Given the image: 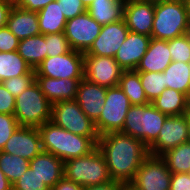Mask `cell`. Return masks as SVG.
Listing matches in <instances>:
<instances>
[{
  "instance_id": "1",
  "label": "cell",
  "mask_w": 190,
  "mask_h": 190,
  "mask_svg": "<svg viewBox=\"0 0 190 190\" xmlns=\"http://www.w3.org/2000/svg\"><path fill=\"white\" fill-rule=\"evenodd\" d=\"M97 148L102 153L110 178L120 183H131L143 160L149 155L148 147L137 138L121 132L101 135Z\"/></svg>"
},
{
  "instance_id": "2",
  "label": "cell",
  "mask_w": 190,
  "mask_h": 190,
  "mask_svg": "<svg viewBox=\"0 0 190 190\" xmlns=\"http://www.w3.org/2000/svg\"><path fill=\"white\" fill-rule=\"evenodd\" d=\"M43 151L49 152L63 162L88 155L97 147L100 137L80 136L68 132L52 121L38 127Z\"/></svg>"
},
{
  "instance_id": "3",
  "label": "cell",
  "mask_w": 190,
  "mask_h": 190,
  "mask_svg": "<svg viewBox=\"0 0 190 190\" xmlns=\"http://www.w3.org/2000/svg\"><path fill=\"white\" fill-rule=\"evenodd\" d=\"M190 31V10L181 0L155 1L151 38L170 40Z\"/></svg>"
},
{
  "instance_id": "4",
  "label": "cell",
  "mask_w": 190,
  "mask_h": 190,
  "mask_svg": "<svg viewBox=\"0 0 190 190\" xmlns=\"http://www.w3.org/2000/svg\"><path fill=\"white\" fill-rule=\"evenodd\" d=\"M167 117L151 103L131 105L121 133L140 139L149 147L157 139Z\"/></svg>"
},
{
  "instance_id": "5",
  "label": "cell",
  "mask_w": 190,
  "mask_h": 190,
  "mask_svg": "<svg viewBox=\"0 0 190 190\" xmlns=\"http://www.w3.org/2000/svg\"><path fill=\"white\" fill-rule=\"evenodd\" d=\"M64 177L82 187L112 181L106 161L97 147L88 155L65 161Z\"/></svg>"
},
{
  "instance_id": "6",
  "label": "cell",
  "mask_w": 190,
  "mask_h": 190,
  "mask_svg": "<svg viewBox=\"0 0 190 190\" xmlns=\"http://www.w3.org/2000/svg\"><path fill=\"white\" fill-rule=\"evenodd\" d=\"M52 104L46 99L36 80L15 97L14 116L19 126L40 127L51 121Z\"/></svg>"
},
{
  "instance_id": "7",
  "label": "cell",
  "mask_w": 190,
  "mask_h": 190,
  "mask_svg": "<svg viewBox=\"0 0 190 190\" xmlns=\"http://www.w3.org/2000/svg\"><path fill=\"white\" fill-rule=\"evenodd\" d=\"M51 121L55 125L76 135L100 137L95 123L87 117L75 99L53 104Z\"/></svg>"
},
{
  "instance_id": "8",
  "label": "cell",
  "mask_w": 190,
  "mask_h": 190,
  "mask_svg": "<svg viewBox=\"0 0 190 190\" xmlns=\"http://www.w3.org/2000/svg\"><path fill=\"white\" fill-rule=\"evenodd\" d=\"M130 107L129 98L118 85L107 88L102 113L95 122L98 134L121 132Z\"/></svg>"
},
{
  "instance_id": "9",
  "label": "cell",
  "mask_w": 190,
  "mask_h": 190,
  "mask_svg": "<svg viewBox=\"0 0 190 190\" xmlns=\"http://www.w3.org/2000/svg\"><path fill=\"white\" fill-rule=\"evenodd\" d=\"M35 76L54 79H83L84 54L76 50L53 57H46L35 69Z\"/></svg>"
},
{
  "instance_id": "10",
  "label": "cell",
  "mask_w": 190,
  "mask_h": 190,
  "mask_svg": "<svg viewBox=\"0 0 190 190\" xmlns=\"http://www.w3.org/2000/svg\"><path fill=\"white\" fill-rule=\"evenodd\" d=\"M172 173L161 156L148 155L131 182L139 190H170Z\"/></svg>"
},
{
  "instance_id": "11",
  "label": "cell",
  "mask_w": 190,
  "mask_h": 190,
  "mask_svg": "<svg viewBox=\"0 0 190 190\" xmlns=\"http://www.w3.org/2000/svg\"><path fill=\"white\" fill-rule=\"evenodd\" d=\"M98 24L88 12L67 20L64 34L72 50L86 53L101 32Z\"/></svg>"
},
{
  "instance_id": "12",
  "label": "cell",
  "mask_w": 190,
  "mask_h": 190,
  "mask_svg": "<svg viewBox=\"0 0 190 190\" xmlns=\"http://www.w3.org/2000/svg\"><path fill=\"white\" fill-rule=\"evenodd\" d=\"M188 141V112L179 116H168L157 139L148 147V153L161 156L167 150Z\"/></svg>"
},
{
  "instance_id": "13",
  "label": "cell",
  "mask_w": 190,
  "mask_h": 190,
  "mask_svg": "<svg viewBox=\"0 0 190 190\" xmlns=\"http://www.w3.org/2000/svg\"><path fill=\"white\" fill-rule=\"evenodd\" d=\"M123 71L113 57L84 55V78L91 83L106 88L117 86Z\"/></svg>"
},
{
  "instance_id": "14",
  "label": "cell",
  "mask_w": 190,
  "mask_h": 190,
  "mask_svg": "<svg viewBox=\"0 0 190 190\" xmlns=\"http://www.w3.org/2000/svg\"><path fill=\"white\" fill-rule=\"evenodd\" d=\"M155 1L125 0L123 19L129 31L151 37Z\"/></svg>"
},
{
  "instance_id": "15",
  "label": "cell",
  "mask_w": 190,
  "mask_h": 190,
  "mask_svg": "<svg viewBox=\"0 0 190 190\" xmlns=\"http://www.w3.org/2000/svg\"><path fill=\"white\" fill-rule=\"evenodd\" d=\"M2 151L32 160L43 151L38 128L19 126L7 140Z\"/></svg>"
},
{
  "instance_id": "16",
  "label": "cell",
  "mask_w": 190,
  "mask_h": 190,
  "mask_svg": "<svg viewBox=\"0 0 190 190\" xmlns=\"http://www.w3.org/2000/svg\"><path fill=\"white\" fill-rule=\"evenodd\" d=\"M128 33L129 29L124 19L102 25L100 34L84 55L108 56L114 58L119 47L127 38Z\"/></svg>"
},
{
  "instance_id": "17",
  "label": "cell",
  "mask_w": 190,
  "mask_h": 190,
  "mask_svg": "<svg viewBox=\"0 0 190 190\" xmlns=\"http://www.w3.org/2000/svg\"><path fill=\"white\" fill-rule=\"evenodd\" d=\"M151 37L129 31L114 59L124 71L135 70L145 55Z\"/></svg>"
},
{
  "instance_id": "18",
  "label": "cell",
  "mask_w": 190,
  "mask_h": 190,
  "mask_svg": "<svg viewBox=\"0 0 190 190\" xmlns=\"http://www.w3.org/2000/svg\"><path fill=\"white\" fill-rule=\"evenodd\" d=\"M107 88L83 78L78 85L75 100L94 123L99 119L105 103Z\"/></svg>"
},
{
  "instance_id": "19",
  "label": "cell",
  "mask_w": 190,
  "mask_h": 190,
  "mask_svg": "<svg viewBox=\"0 0 190 190\" xmlns=\"http://www.w3.org/2000/svg\"><path fill=\"white\" fill-rule=\"evenodd\" d=\"M41 91L46 99L53 105L64 100H74L82 79H54L45 76H35Z\"/></svg>"
},
{
  "instance_id": "20",
  "label": "cell",
  "mask_w": 190,
  "mask_h": 190,
  "mask_svg": "<svg viewBox=\"0 0 190 190\" xmlns=\"http://www.w3.org/2000/svg\"><path fill=\"white\" fill-rule=\"evenodd\" d=\"M172 62L168 40L151 38L145 55L141 58L136 72H163Z\"/></svg>"
},
{
  "instance_id": "21",
  "label": "cell",
  "mask_w": 190,
  "mask_h": 190,
  "mask_svg": "<svg viewBox=\"0 0 190 190\" xmlns=\"http://www.w3.org/2000/svg\"><path fill=\"white\" fill-rule=\"evenodd\" d=\"M29 167L50 189L64 177V162L49 152L36 155L30 160Z\"/></svg>"
},
{
  "instance_id": "22",
  "label": "cell",
  "mask_w": 190,
  "mask_h": 190,
  "mask_svg": "<svg viewBox=\"0 0 190 190\" xmlns=\"http://www.w3.org/2000/svg\"><path fill=\"white\" fill-rule=\"evenodd\" d=\"M6 26L19 40L41 34L37 12L15 5L11 8Z\"/></svg>"
},
{
  "instance_id": "23",
  "label": "cell",
  "mask_w": 190,
  "mask_h": 190,
  "mask_svg": "<svg viewBox=\"0 0 190 190\" xmlns=\"http://www.w3.org/2000/svg\"><path fill=\"white\" fill-rule=\"evenodd\" d=\"M151 104L168 116L183 115L190 110V98L170 88H166Z\"/></svg>"
},
{
  "instance_id": "24",
  "label": "cell",
  "mask_w": 190,
  "mask_h": 190,
  "mask_svg": "<svg viewBox=\"0 0 190 190\" xmlns=\"http://www.w3.org/2000/svg\"><path fill=\"white\" fill-rule=\"evenodd\" d=\"M125 0H93L87 7L88 14L100 25L123 19Z\"/></svg>"
},
{
  "instance_id": "25",
  "label": "cell",
  "mask_w": 190,
  "mask_h": 190,
  "mask_svg": "<svg viewBox=\"0 0 190 190\" xmlns=\"http://www.w3.org/2000/svg\"><path fill=\"white\" fill-rule=\"evenodd\" d=\"M163 73L166 88L175 89L190 98V63L172 61Z\"/></svg>"
},
{
  "instance_id": "26",
  "label": "cell",
  "mask_w": 190,
  "mask_h": 190,
  "mask_svg": "<svg viewBox=\"0 0 190 190\" xmlns=\"http://www.w3.org/2000/svg\"><path fill=\"white\" fill-rule=\"evenodd\" d=\"M17 52L35 70L47 57L45 35L38 34L20 40Z\"/></svg>"
},
{
  "instance_id": "27",
  "label": "cell",
  "mask_w": 190,
  "mask_h": 190,
  "mask_svg": "<svg viewBox=\"0 0 190 190\" xmlns=\"http://www.w3.org/2000/svg\"><path fill=\"white\" fill-rule=\"evenodd\" d=\"M37 14L41 34L64 32L67 20L57 1L50 2Z\"/></svg>"
},
{
  "instance_id": "28",
  "label": "cell",
  "mask_w": 190,
  "mask_h": 190,
  "mask_svg": "<svg viewBox=\"0 0 190 190\" xmlns=\"http://www.w3.org/2000/svg\"><path fill=\"white\" fill-rule=\"evenodd\" d=\"M35 70L18 54L14 52H0V83Z\"/></svg>"
},
{
  "instance_id": "29",
  "label": "cell",
  "mask_w": 190,
  "mask_h": 190,
  "mask_svg": "<svg viewBox=\"0 0 190 190\" xmlns=\"http://www.w3.org/2000/svg\"><path fill=\"white\" fill-rule=\"evenodd\" d=\"M118 86L129 98L131 105L150 103L145 95L139 74L135 70L123 71Z\"/></svg>"
},
{
  "instance_id": "30",
  "label": "cell",
  "mask_w": 190,
  "mask_h": 190,
  "mask_svg": "<svg viewBox=\"0 0 190 190\" xmlns=\"http://www.w3.org/2000/svg\"><path fill=\"white\" fill-rule=\"evenodd\" d=\"M161 157L171 173H188L190 170V141L167 150Z\"/></svg>"
},
{
  "instance_id": "31",
  "label": "cell",
  "mask_w": 190,
  "mask_h": 190,
  "mask_svg": "<svg viewBox=\"0 0 190 190\" xmlns=\"http://www.w3.org/2000/svg\"><path fill=\"white\" fill-rule=\"evenodd\" d=\"M29 163L25 158L0 151V169L11 184L26 172Z\"/></svg>"
},
{
  "instance_id": "32",
  "label": "cell",
  "mask_w": 190,
  "mask_h": 190,
  "mask_svg": "<svg viewBox=\"0 0 190 190\" xmlns=\"http://www.w3.org/2000/svg\"><path fill=\"white\" fill-rule=\"evenodd\" d=\"M137 73L139 74L147 100L150 103L166 89L163 72Z\"/></svg>"
},
{
  "instance_id": "33",
  "label": "cell",
  "mask_w": 190,
  "mask_h": 190,
  "mask_svg": "<svg viewBox=\"0 0 190 190\" xmlns=\"http://www.w3.org/2000/svg\"><path fill=\"white\" fill-rule=\"evenodd\" d=\"M172 61L190 63V37L189 34L168 40Z\"/></svg>"
},
{
  "instance_id": "34",
  "label": "cell",
  "mask_w": 190,
  "mask_h": 190,
  "mask_svg": "<svg viewBox=\"0 0 190 190\" xmlns=\"http://www.w3.org/2000/svg\"><path fill=\"white\" fill-rule=\"evenodd\" d=\"M47 57H53L70 52L72 49L64 32L45 35Z\"/></svg>"
},
{
  "instance_id": "35",
  "label": "cell",
  "mask_w": 190,
  "mask_h": 190,
  "mask_svg": "<svg viewBox=\"0 0 190 190\" xmlns=\"http://www.w3.org/2000/svg\"><path fill=\"white\" fill-rule=\"evenodd\" d=\"M12 190H51L30 167L12 184Z\"/></svg>"
},
{
  "instance_id": "36",
  "label": "cell",
  "mask_w": 190,
  "mask_h": 190,
  "mask_svg": "<svg viewBox=\"0 0 190 190\" xmlns=\"http://www.w3.org/2000/svg\"><path fill=\"white\" fill-rule=\"evenodd\" d=\"M35 81V73H27L1 82L14 96L22 94Z\"/></svg>"
},
{
  "instance_id": "37",
  "label": "cell",
  "mask_w": 190,
  "mask_h": 190,
  "mask_svg": "<svg viewBox=\"0 0 190 190\" xmlns=\"http://www.w3.org/2000/svg\"><path fill=\"white\" fill-rule=\"evenodd\" d=\"M18 127L19 124L13 114L0 113V151Z\"/></svg>"
},
{
  "instance_id": "38",
  "label": "cell",
  "mask_w": 190,
  "mask_h": 190,
  "mask_svg": "<svg viewBox=\"0 0 190 190\" xmlns=\"http://www.w3.org/2000/svg\"><path fill=\"white\" fill-rule=\"evenodd\" d=\"M66 20L72 19L87 11L81 0H56Z\"/></svg>"
},
{
  "instance_id": "39",
  "label": "cell",
  "mask_w": 190,
  "mask_h": 190,
  "mask_svg": "<svg viewBox=\"0 0 190 190\" xmlns=\"http://www.w3.org/2000/svg\"><path fill=\"white\" fill-rule=\"evenodd\" d=\"M19 39L7 28H0V52L17 51Z\"/></svg>"
},
{
  "instance_id": "40",
  "label": "cell",
  "mask_w": 190,
  "mask_h": 190,
  "mask_svg": "<svg viewBox=\"0 0 190 190\" xmlns=\"http://www.w3.org/2000/svg\"><path fill=\"white\" fill-rule=\"evenodd\" d=\"M15 97L0 83V113L14 114Z\"/></svg>"
},
{
  "instance_id": "41",
  "label": "cell",
  "mask_w": 190,
  "mask_h": 190,
  "mask_svg": "<svg viewBox=\"0 0 190 190\" xmlns=\"http://www.w3.org/2000/svg\"><path fill=\"white\" fill-rule=\"evenodd\" d=\"M56 0H14V5L25 10L39 12L50 2Z\"/></svg>"
},
{
  "instance_id": "42",
  "label": "cell",
  "mask_w": 190,
  "mask_h": 190,
  "mask_svg": "<svg viewBox=\"0 0 190 190\" xmlns=\"http://www.w3.org/2000/svg\"><path fill=\"white\" fill-rule=\"evenodd\" d=\"M170 190H190V176L188 173H172Z\"/></svg>"
},
{
  "instance_id": "43",
  "label": "cell",
  "mask_w": 190,
  "mask_h": 190,
  "mask_svg": "<svg viewBox=\"0 0 190 190\" xmlns=\"http://www.w3.org/2000/svg\"><path fill=\"white\" fill-rule=\"evenodd\" d=\"M13 6L14 1L12 0H0V28L6 26L8 15Z\"/></svg>"
},
{
  "instance_id": "44",
  "label": "cell",
  "mask_w": 190,
  "mask_h": 190,
  "mask_svg": "<svg viewBox=\"0 0 190 190\" xmlns=\"http://www.w3.org/2000/svg\"><path fill=\"white\" fill-rule=\"evenodd\" d=\"M84 187L80 186L79 184L67 180L63 177L59 180L51 190H83Z\"/></svg>"
},
{
  "instance_id": "45",
  "label": "cell",
  "mask_w": 190,
  "mask_h": 190,
  "mask_svg": "<svg viewBox=\"0 0 190 190\" xmlns=\"http://www.w3.org/2000/svg\"><path fill=\"white\" fill-rule=\"evenodd\" d=\"M121 186L122 183L112 180L104 184L84 187L83 190H121Z\"/></svg>"
},
{
  "instance_id": "46",
  "label": "cell",
  "mask_w": 190,
  "mask_h": 190,
  "mask_svg": "<svg viewBox=\"0 0 190 190\" xmlns=\"http://www.w3.org/2000/svg\"><path fill=\"white\" fill-rule=\"evenodd\" d=\"M0 190H12V184L0 169Z\"/></svg>"
},
{
  "instance_id": "47",
  "label": "cell",
  "mask_w": 190,
  "mask_h": 190,
  "mask_svg": "<svg viewBox=\"0 0 190 190\" xmlns=\"http://www.w3.org/2000/svg\"><path fill=\"white\" fill-rule=\"evenodd\" d=\"M121 190H139V189L136 188L131 183H123L122 186H121Z\"/></svg>"
},
{
  "instance_id": "48",
  "label": "cell",
  "mask_w": 190,
  "mask_h": 190,
  "mask_svg": "<svg viewBox=\"0 0 190 190\" xmlns=\"http://www.w3.org/2000/svg\"><path fill=\"white\" fill-rule=\"evenodd\" d=\"M188 136L190 141V110L188 111Z\"/></svg>"
},
{
  "instance_id": "49",
  "label": "cell",
  "mask_w": 190,
  "mask_h": 190,
  "mask_svg": "<svg viewBox=\"0 0 190 190\" xmlns=\"http://www.w3.org/2000/svg\"><path fill=\"white\" fill-rule=\"evenodd\" d=\"M81 1L85 5V7L87 8L92 3L93 0H81Z\"/></svg>"
},
{
  "instance_id": "50",
  "label": "cell",
  "mask_w": 190,
  "mask_h": 190,
  "mask_svg": "<svg viewBox=\"0 0 190 190\" xmlns=\"http://www.w3.org/2000/svg\"><path fill=\"white\" fill-rule=\"evenodd\" d=\"M190 10V0H181Z\"/></svg>"
}]
</instances>
